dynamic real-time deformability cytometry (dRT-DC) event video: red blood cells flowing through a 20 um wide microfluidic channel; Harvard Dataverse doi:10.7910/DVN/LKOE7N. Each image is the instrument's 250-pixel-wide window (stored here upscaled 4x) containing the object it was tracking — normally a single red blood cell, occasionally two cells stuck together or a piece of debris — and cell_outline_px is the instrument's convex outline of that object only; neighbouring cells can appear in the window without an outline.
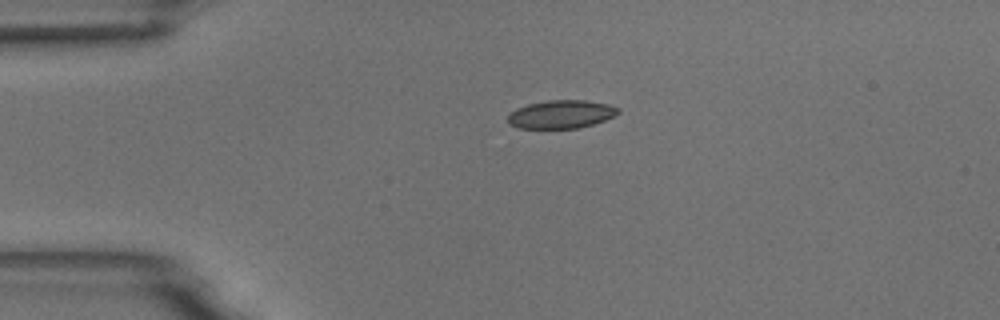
{"species": "common noctule bat (a hibernating species)", "species_latin": "Nyctalus noctula", "temperature_condition": "room temperature", "stored_images_in_passage": 2, "camera_frame_rate_fps": 3000, "um_per_image_px": 0.085, "animal": {"sex": "male", "body_mass_g": 18.8}, "frame": {"image": 1, "passage_image": 1, "time_ms": 0.0, "image_size_px": [1000, 320], "cell_outline_px": [[620, 112], [604, 120], [580, 128], [516, 128], [508, 124], [508, 116], [516, 108], [528, 104], [548, 100], [584, 100], [608, 104], [620, 108]], "centroid_in_image_um": [47.68, 9.71], "position_along_channel_um": 37.3, "area_um2": 18.09}}